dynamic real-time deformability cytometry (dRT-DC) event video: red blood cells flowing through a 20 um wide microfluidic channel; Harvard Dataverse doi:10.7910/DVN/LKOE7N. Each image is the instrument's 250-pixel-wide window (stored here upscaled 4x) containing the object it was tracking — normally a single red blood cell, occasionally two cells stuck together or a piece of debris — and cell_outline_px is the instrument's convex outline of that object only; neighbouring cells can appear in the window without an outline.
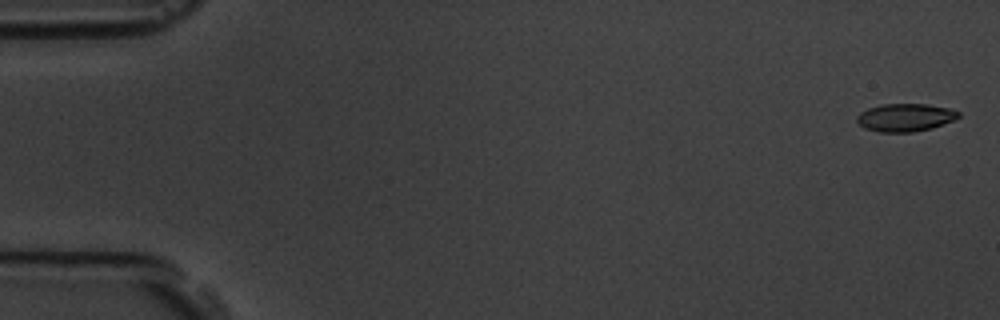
{"species": "common noctule bat (a hibernating species)", "species_latin": "Nyctalus noctula", "temperature_condition": "room temperature", "stored_images_in_passage": 5, "camera_frame_rate_fps": 3000, "um_per_image_px": 0.085, "animal": {"sex": "male", "body_mass_g": 19.5, "forearm_length_mm": 54.6}, "frame": {"image": 1, "passage_image": 1, "time_ms": 0.0, "image_size_px": [1000, 320], "cell_outline_px": [[960, 116], [956, 120], [932, 128], [912, 132], [880, 132], [864, 128], [856, 120], [856, 116], [860, 112], [868, 108], [880, 104], [924, 104], [948, 108], [960, 112]], "centroid_in_image_um": [76.95, 9.99], "position_along_channel_um": 8.1, "area_um2": 16.59}}